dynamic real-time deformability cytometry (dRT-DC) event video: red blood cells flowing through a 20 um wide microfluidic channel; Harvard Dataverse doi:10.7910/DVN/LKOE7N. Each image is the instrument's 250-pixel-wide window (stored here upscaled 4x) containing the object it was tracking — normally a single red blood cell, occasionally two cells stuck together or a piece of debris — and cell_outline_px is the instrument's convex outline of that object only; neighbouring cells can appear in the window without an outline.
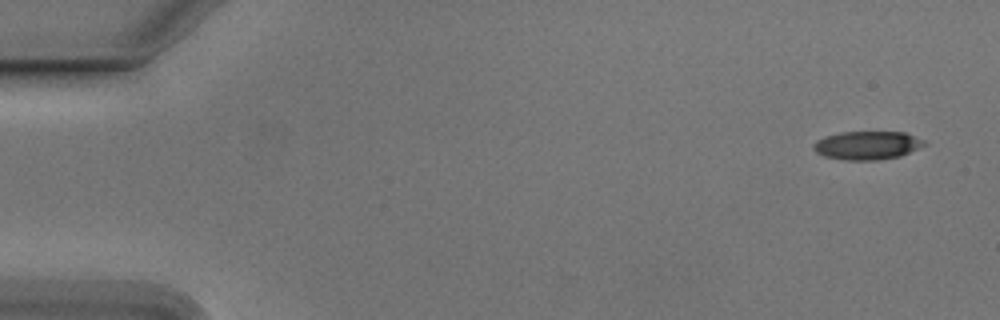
{"species": "Egyptian fruit bat (a non-hibernating species)", "species_latin": "Rousettus aegyptiacus", "temperature_condition": "cold", "stored_images_in_passage": 52, "camera_frame_rate_fps": 3000, "um_per_image_px": 0.085, "animal": {"sex": "male"}, "frame": {"image": 1, "passage_image": 1, "time_ms": 0.0, "image_size_px": [1000, 320], "cell_outline_px": [[924, 144], [900, 156], [876, 160], [848, 160], [824, 156], [816, 152], [812, 148], [812, 144], [816, 140], [824, 136], [844, 132], [904, 132], [924, 140]], "centroid_in_image_um": [73.64, 12.35], "position_along_channel_um": 11.4, "area_um2": 18.09}}
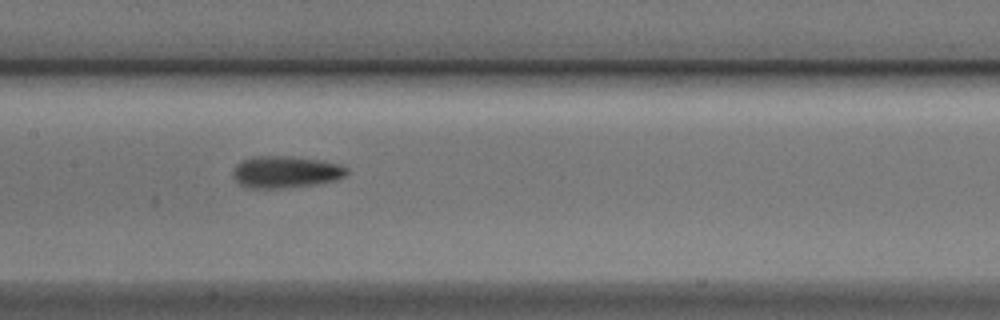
{"frame": {"image": 2, "passage_image": 25, "time_ms": 8.0, "image_size_px": [1000, 320], "cell_outline_px": [[348, 172], [344, 176], [336, 180], [316, 184], [280, 188], [244, 188], [232, 176], [236, 164], [244, 160], [256, 156], [292, 156], [320, 160], [340, 164], [348, 168]], "centroid_in_image_um": [24.28, 14.62], "position_along_channel_um": 183.1, "area_um2": 21.15}}
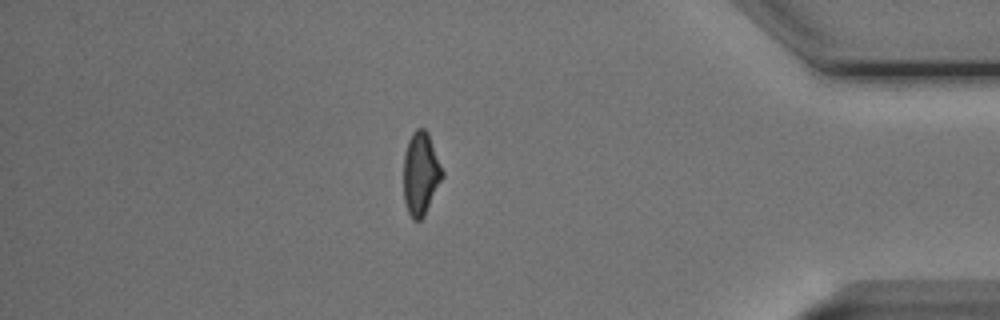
{"frame": {"image": 3, "passage_image": 45, "time_ms": 14.667, "image_size_px": [1000, 320], "cell_outline_px": [[444, 176], [424, 216], [420, 220], [412, 220], [408, 212], [404, 200], [404, 152], [408, 140], [412, 132], [416, 128], [424, 128], [428, 132], [444, 172]], "centroid_in_image_um": [35.76, 14.74], "position_along_channel_um": 399.4, "area_um2": 18.9}, "authors_computed_cell_mechanics": {"area_um2": 19.4208, "velocity_mm_per_s": 3.7919, "shape_relaxation_time_tau1_ms": 3.0652, "shape_relaxation_time_tau2_ms": 3.6555, "deformation_change_tau1": 0.1418, "deformation_change_tau2": 0.1252}}